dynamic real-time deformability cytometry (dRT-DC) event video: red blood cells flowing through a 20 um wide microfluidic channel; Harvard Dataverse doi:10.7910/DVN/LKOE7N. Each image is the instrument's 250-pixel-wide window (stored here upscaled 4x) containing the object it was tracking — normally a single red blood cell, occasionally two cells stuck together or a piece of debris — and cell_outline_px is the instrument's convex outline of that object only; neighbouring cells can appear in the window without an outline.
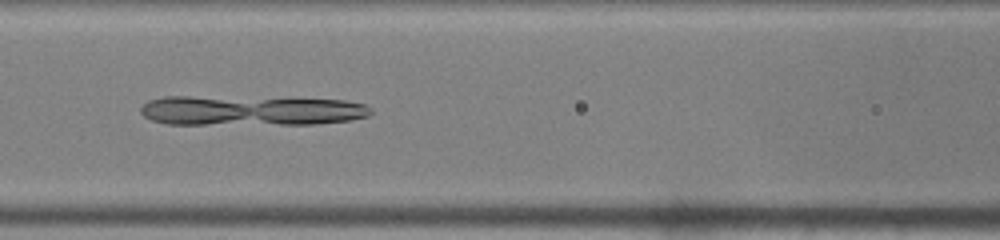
{"species": "common noctule bat (a hibernating species)", "species_latin": "Nyctalus noctula", "temperature_condition": "warm", "stored_images_in_passage": 48, "camera_frame_rate_fps": 3000, "um_per_image_px": 0.085, "animal": {"sex": "male", "body_mass_g": 19.0, "forearm_length_mm": 50.8}, "frame": {"image": 1, "passage_image": 21, "time_ms": 6.667, "image_size_px": [1000, 240], "cell_outline_px": [[372, 112], [368, 116], [352, 120], [316, 124], [168, 124], [152, 120], [144, 116], [140, 112], [140, 108], [148, 100], [164, 96], [188, 96], [344, 100], [364, 104], [372, 108]], "centroid_in_image_um": [21.31, 9.4], "position_along_channel_um": 145.3, "area_um2": 40.17}}